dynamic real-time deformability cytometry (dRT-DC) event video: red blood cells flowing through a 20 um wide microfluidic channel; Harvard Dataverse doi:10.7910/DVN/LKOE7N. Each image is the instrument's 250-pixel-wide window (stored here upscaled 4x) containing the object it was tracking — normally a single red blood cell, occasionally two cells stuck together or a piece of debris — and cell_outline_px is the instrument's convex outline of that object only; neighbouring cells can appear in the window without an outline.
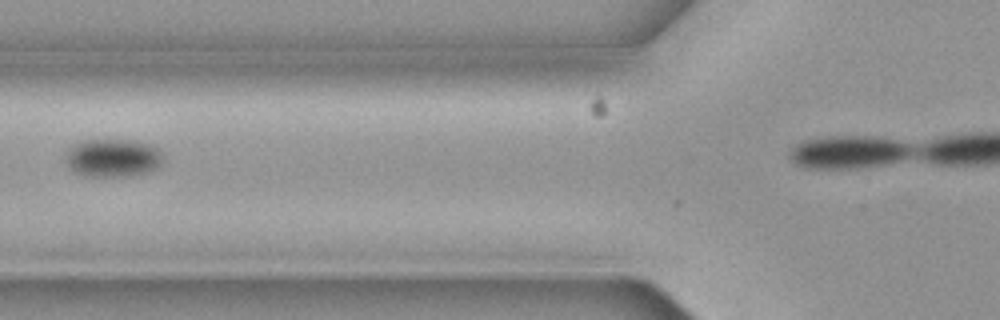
{"species": "common noctule bat (a hibernating species)", "species_latin": "Nyctalus noctula", "temperature_condition": "cold", "stored_images_in_passage": 4, "segment_of_instrument_passage": [1, 2], "camera_frame_rate_fps": 3000, "um_per_image_px": 0.085, "animal": {"sex": "female", "body_mass_g": 19.3, "forearm_length_mm": 54.1}, "frame": {"image": 1, "passage_image": 3, "time_ms": 0.667, "image_size_px": [1000, 320], "cell_outline_px": [[164, 156], [160, 164], [156, 168], [144, 172], [120, 176], [88, 176], [76, 172], [68, 164], [68, 152], [72, 144], [80, 140], [136, 140], [160, 148]], "centroid_in_image_um": [9.63, 13.39], "position_along_channel_um": 116.2, "area_um2": 21.33}}